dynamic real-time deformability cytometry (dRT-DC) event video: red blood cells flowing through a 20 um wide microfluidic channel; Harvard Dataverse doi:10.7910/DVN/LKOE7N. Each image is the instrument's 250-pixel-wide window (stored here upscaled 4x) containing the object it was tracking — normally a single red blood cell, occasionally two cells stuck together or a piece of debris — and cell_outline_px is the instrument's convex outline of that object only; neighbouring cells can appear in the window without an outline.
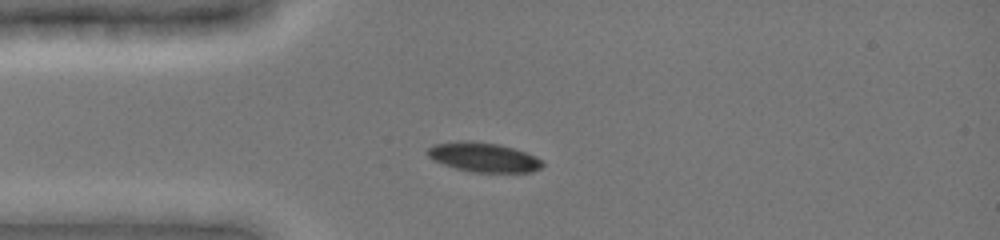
{"species": "common noctule bat (a hibernating species)", "species_latin": "Nyctalus noctula", "temperature_condition": "cold", "stored_images_in_passage": 10, "camera_frame_rate_fps": 3000, "um_per_image_px": 0.085, "animal": {"sex": "female", "body_mass_g": 19.0, "forearm_length_mm": 51.5}, "frame": {"image": 1, "passage_image": 9, "time_ms": 3.0, "image_size_px": [1000, 240], "cell_outline_px": [[544, 164], [540, 168], [532, 172], [472, 172], [456, 168], [432, 160], [428, 156], [428, 148], [432, 144], [460, 140], [468, 140], [500, 144], [524, 152], [544, 160]], "centroid_in_image_um": [41.09, 13.36], "position_along_channel_um": 43.9, "area_um2": 19.77}}